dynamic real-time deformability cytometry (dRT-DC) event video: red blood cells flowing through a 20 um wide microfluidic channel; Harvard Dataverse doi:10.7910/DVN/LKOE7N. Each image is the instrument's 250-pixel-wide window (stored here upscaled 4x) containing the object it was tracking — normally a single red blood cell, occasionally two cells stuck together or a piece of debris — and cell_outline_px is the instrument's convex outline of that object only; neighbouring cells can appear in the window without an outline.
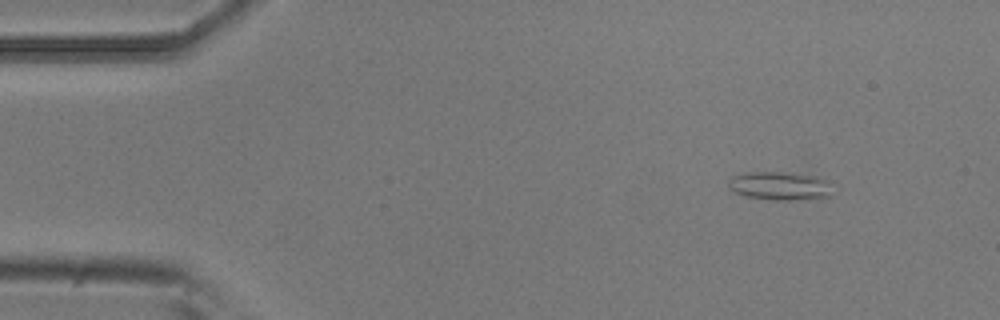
{"species": "common noctule bat (a hibernating species)", "species_latin": "Nyctalus noctula", "temperature_condition": "room temperature", "stored_images_in_passage": 4, "camera_frame_rate_fps": 3000, "um_per_image_px": 0.085, "animal": {"sex": "male", "body_mass_g": 20.5, "forearm_length_mm": 52.5}, "frame": {"image": 1, "passage_image": 1, "time_ms": 0.0, "image_size_px": [1000, 320], "cell_outline_px": [[828, 196], [788, 200], [772, 200], [744, 196], [728, 188], [728, 180], [732, 176], [744, 172], [780, 172], [816, 176], [828, 180]], "centroid_in_image_um": [66.17, 15.78], "position_along_channel_um": 18.8, "area_um2": 16.94}}
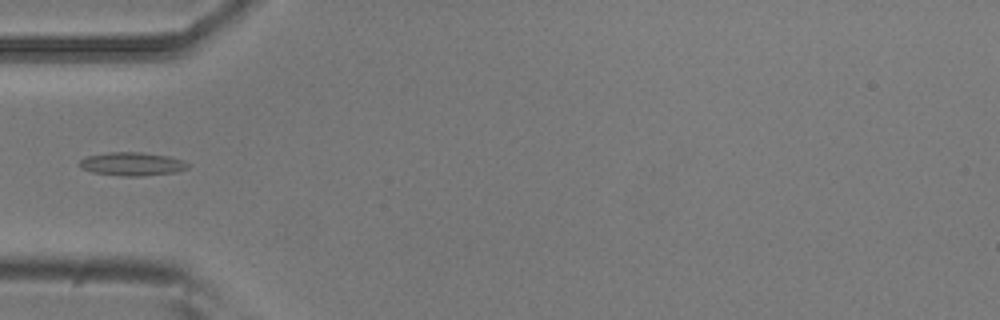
{"frame": {"image": 2, "passage_image": 4, "time_ms": 1.0, "image_size_px": [1000, 320], "cell_outline_px": [[188, 168], [176, 172], [144, 176], [120, 176], [92, 172], [80, 168], [80, 160], [88, 156], [108, 152], [140, 152], [168, 156], [184, 160], [188, 164]], "centroid_in_image_um": [11.23, 13.94], "position_along_channel_um": 73.8, "area_um2": 14.8}}